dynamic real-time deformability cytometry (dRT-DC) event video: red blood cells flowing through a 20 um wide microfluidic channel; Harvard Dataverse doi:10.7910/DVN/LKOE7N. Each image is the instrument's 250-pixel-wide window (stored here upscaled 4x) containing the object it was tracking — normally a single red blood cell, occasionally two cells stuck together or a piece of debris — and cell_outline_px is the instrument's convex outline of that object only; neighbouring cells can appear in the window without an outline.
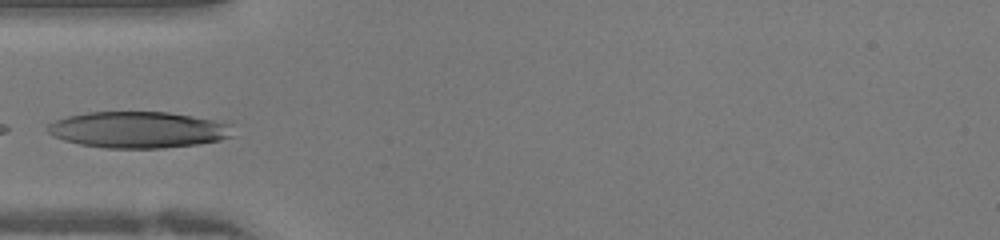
{"species": "human", "species_latin": "Homo sapiens", "temperature_condition": "warm", "stored_images_in_passage": 8, "camera_frame_rate_fps": 3000, "um_per_image_px": 0.085, "donor": {"sex": "female"}, "frame": {"image": 1, "passage_image": 1, "time_ms": 0.0, "image_size_px": [1000, 240], "cell_outline_px": [[232, 136], [220, 140], [196, 144], [164, 148], [104, 148], [80, 144], [64, 140], [52, 136], [48, 132], [48, 124], [56, 120], [68, 116], [88, 112], [168, 112], [228, 120], [232, 124]], "centroid_in_image_um": [11.84, 11.02], "position_along_channel_um": 73.2, "area_um2": 39.77}}
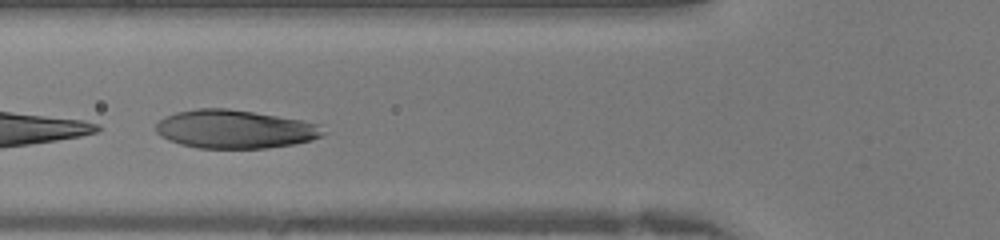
{"frame": {"image": 2, "passage_image": 3, "time_ms": 0.667, "image_size_px": [1000, 240], "cell_outline_px": [[328, 132], [312, 140], [292, 144], [268, 148], [196, 148], [180, 144], [168, 140], [160, 136], [156, 132], [156, 124], [164, 116], [176, 112], [196, 108], [228, 108], [300, 120], [320, 124]], "centroid_in_image_um": [19.94, 10.98], "position_along_channel_um": 105.9, "area_um2": 37.57}}
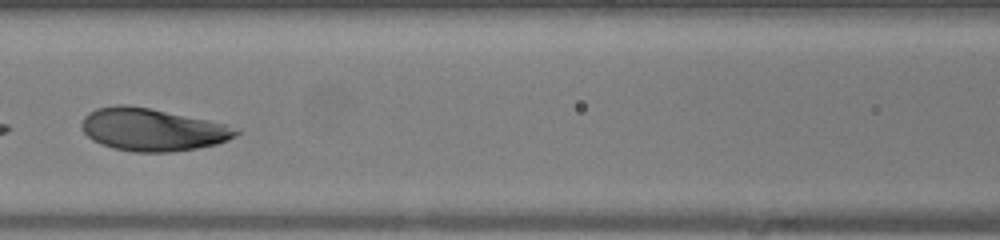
{"frame": {"image": 3, "passage_image": 6, "time_ms": 1.667, "image_size_px": [1000, 240], "cell_outline_px": [[240, 132], [236, 136], [228, 140], [216, 144], [196, 148], [168, 152], [132, 152], [112, 148], [100, 144], [92, 140], [84, 132], [80, 124], [84, 116], [88, 112], [96, 108], [116, 104], [128, 104], [208, 120], [224, 124]], "centroid_in_image_um": [12.88, 11.01], "position_along_channel_um": 153.7, "area_um2": 38.15}}